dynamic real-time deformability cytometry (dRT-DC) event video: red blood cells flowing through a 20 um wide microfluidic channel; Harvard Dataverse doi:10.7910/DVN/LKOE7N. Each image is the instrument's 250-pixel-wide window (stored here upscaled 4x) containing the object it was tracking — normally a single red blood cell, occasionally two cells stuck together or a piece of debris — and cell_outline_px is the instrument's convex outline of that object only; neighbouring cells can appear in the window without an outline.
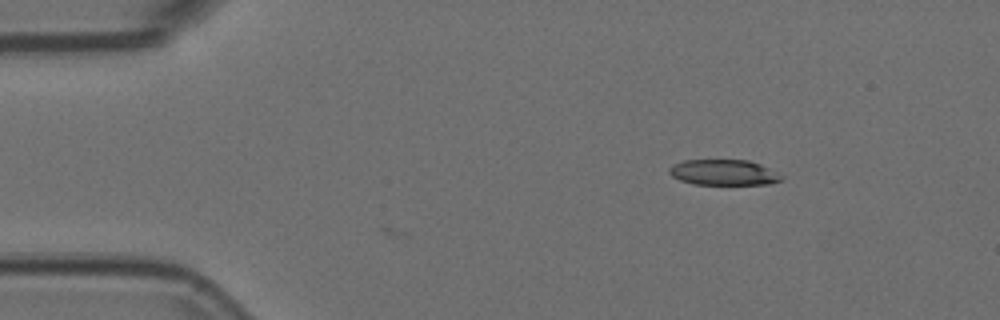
{"species": "Egyptian fruit bat (a non-hibernating species)", "species_latin": "Rousettus aegyptiacus", "temperature_condition": "room temperature", "stored_images_in_passage": 7, "camera_frame_rate_fps": 3000, "um_per_image_px": 0.085, "animal": {"sex": "female"}, "frame": {"image": 1, "passage_image": 7, "time_ms": 2.0, "image_size_px": [1000, 320], "cell_outline_px": [[784, 176], [780, 180], [768, 184], [692, 184], [680, 180], [672, 176], [668, 172], [668, 168], [672, 164], [684, 160], [748, 160], [760, 164]], "centroid_in_image_um": [61.47, 14.65], "position_along_channel_um": 23.5, "area_um2": 16.7}}